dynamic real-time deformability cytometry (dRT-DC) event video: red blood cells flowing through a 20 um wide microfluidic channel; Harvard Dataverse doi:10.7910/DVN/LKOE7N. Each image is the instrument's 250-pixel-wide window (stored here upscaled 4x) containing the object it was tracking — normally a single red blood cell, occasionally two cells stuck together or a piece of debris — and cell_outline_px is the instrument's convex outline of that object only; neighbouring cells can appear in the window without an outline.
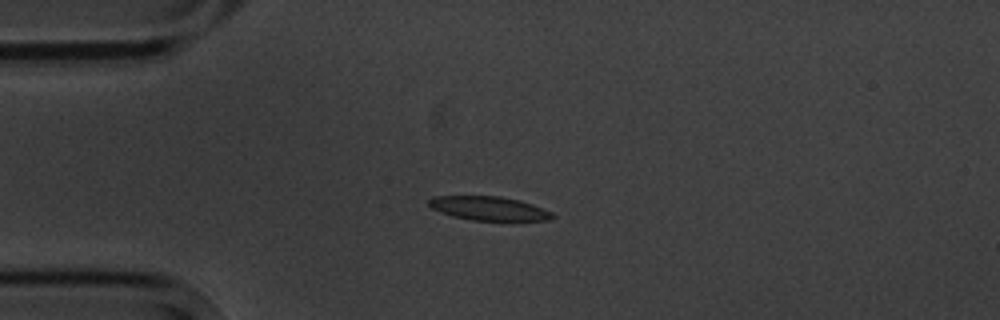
{"species": "common noctule bat (a hibernating species)", "species_latin": "Nyctalus noctula", "temperature_condition": "cold", "stored_images_in_passage": 6, "camera_frame_rate_fps": 3000, "um_per_image_px": 0.085, "animal": {"sex": "male", "body_mass_g": 20.1, "forearm_length_mm": 53.5}, "frame": {"image": 1, "passage_image": 2, "time_ms": 1.0, "image_size_px": [1000, 320], "cell_outline_px": [[556, 216], [552, 220], [472, 220], [452, 216], [440, 212], [432, 208], [428, 204], [428, 200], [432, 196], [500, 196], [520, 200], [532, 204], [552, 212]], "centroid_in_image_um": [41.56, 17.71], "position_along_channel_um": 43.4, "area_um2": 17.22}}
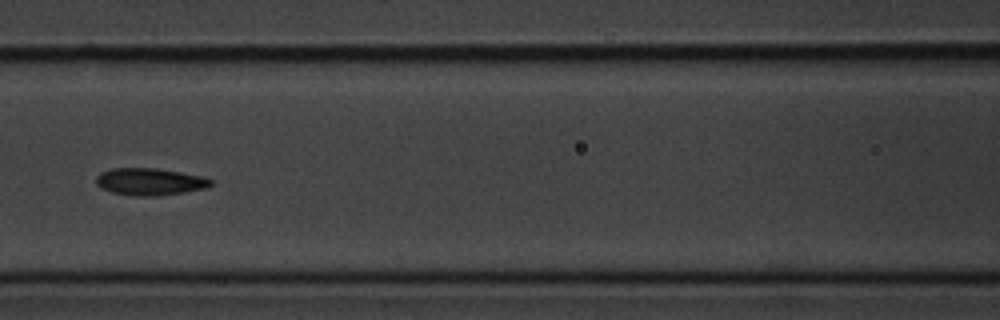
{"frame": {"image": 2, "passage_image": 5, "time_ms": 4.667, "image_size_px": [1000, 320], "cell_outline_px": [[212, 184], [204, 188], [184, 192], [152, 196], [132, 196], [112, 192], [100, 188], [96, 184], [96, 176], [100, 172], [112, 168], [156, 168], [204, 176], [212, 180]], "centroid_in_image_um": [12.7, 15.44], "position_along_channel_um": 153.9, "area_um2": 18.15}}
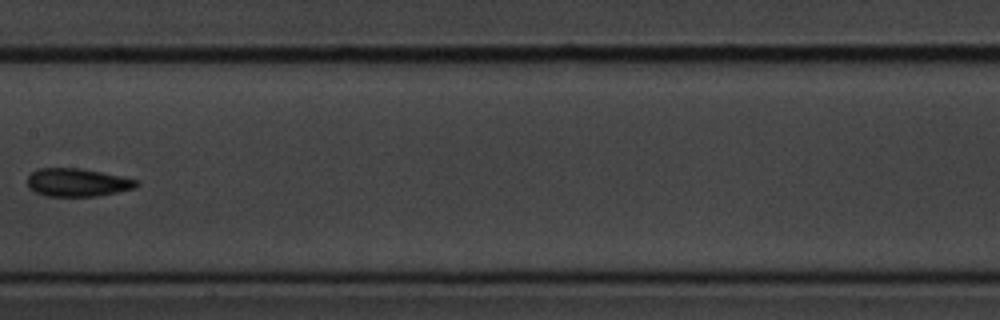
{"frame": {"image": 3, "passage_image": 6, "time_ms": 6.0, "image_size_px": [1000, 320], "cell_outline_px": [[140, 184], [136, 188], [96, 196], [44, 196], [28, 188], [28, 176], [32, 172], [40, 168], [80, 168], [140, 180]], "centroid_in_image_um": [6.59, 15.51], "position_along_channel_um": 200.8, "area_um2": 17.86}}